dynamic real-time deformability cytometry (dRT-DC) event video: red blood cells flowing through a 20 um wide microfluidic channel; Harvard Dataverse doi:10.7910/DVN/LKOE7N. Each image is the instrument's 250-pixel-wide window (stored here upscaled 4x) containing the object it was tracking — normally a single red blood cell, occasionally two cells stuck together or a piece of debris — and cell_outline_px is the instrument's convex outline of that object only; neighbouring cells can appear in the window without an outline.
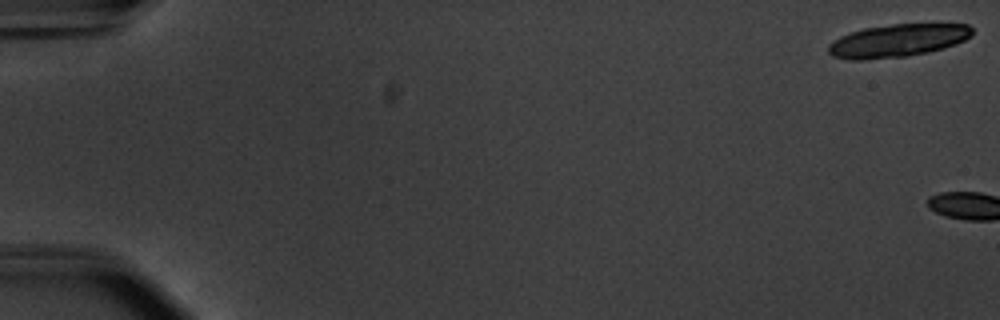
{"species": "common noctule bat (a hibernating species)", "species_latin": "Nyctalus noctula", "temperature_condition": "warm", "stored_images_in_passage": 4, "camera_frame_rate_fps": 3000, "um_per_image_px": 0.085, "animal": {"sex": "male", "body_mass_g": 20.1, "forearm_length_mm": 53.5}, "frame": {"image": 1, "passage_image": 1, "time_ms": 0.0, "image_size_px": [1000, 320], "cell_outline_px": [[972, 36], [956, 44], [944, 48], [928, 52], [904, 56], [860, 60], [848, 60], [832, 56], [828, 52], [828, 44], [840, 36], [864, 28], [892, 24], [968, 24], [972, 28]], "centroid_in_image_um": [76.29, 3.45], "position_along_channel_um": 8.7, "area_um2": 27.46}}